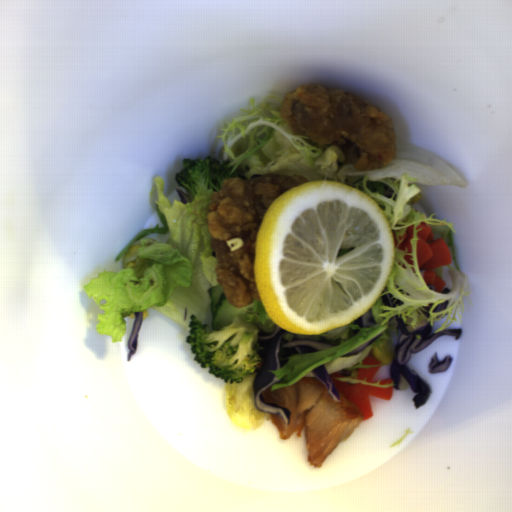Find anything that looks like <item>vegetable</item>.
<instances>
[{
	"mask_svg": "<svg viewBox=\"0 0 512 512\" xmlns=\"http://www.w3.org/2000/svg\"><path fill=\"white\" fill-rule=\"evenodd\" d=\"M261 362L253 373L244 377L241 383L224 385L226 416L232 424L245 431H254L265 421H271V413L256 409L253 382L261 368Z\"/></svg>",
	"mask_w": 512,
	"mask_h": 512,
	"instance_id": "f7b5029e",
	"label": "vegetable"
},
{
	"mask_svg": "<svg viewBox=\"0 0 512 512\" xmlns=\"http://www.w3.org/2000/svg\"><path fill=\"white\" fill-rule=\"evenodd\" d=\"M155 210L159 223L143 229L120 251V271L102 270L84 285L86 295L103 313L97 314L96 331L121 343L126 318L153 309L189 330L190 315L213 323L209 289L220 285L218 260L208 230L211 193L199 188L191 202L164 194L165 181L154 177Z\"/></svg>",
	"mask_w": 512,
	"mask_h": 512,
	"instance_id": "ea0f7189",
	"label": "vegetable"
},
{
	"mask_svg": "<svg viewBox=\"0 0 512 512\" xmlns=\"http://www.w3.org/2000/svg\"><path fill=\"white\" fill-rule=\"evenodd\" d=\"M253 310L246 316L245 322L254 324L259 333H272L276 330L278 323L271 319L262 303V301L254 300Z\"/></svg>",
	"mask_w": 512,
	"mask_h": 512,
	"instance_id": "96ceb2fe",
	"label": "vegetable"
},
{
	"mask_svg": "<svg viewBox=\"0 0 512 512\" xmlns=\"http://www.w3.org/2000/svg\"><path fill=\"white\" fill-rule=\"evenodd\" d=\"M408 386H409V384H408L407 380L405 379V377L403 375L400 376V384H399L398 391H404V390L408 389Z\"/></svg>",
	"mask_w": 512,
	"mask_h": 512,
	"instance_id": "f1789d4c",
	"label": "vegetable"
},
{
	"mask_svg": "<svg viewBox=\"0 0 512 512\" xmlns=\"http://www.w3.org/2000/svg\"><path fill=\"white\" fill-rule=\"evenodd\" d=\"M255 97L250 99L251 109L239 108L247 115L225 122L226 128L221 136L223 143L222 161L230 160L229 166L236 173L237 179L252 178L263 175L304 176L306 180L336 181L362 191L377 203L389 226L395 232L397 244H401L405 231L413 225V237L410 239L411 252L393 246V268L387 284L376 301L369 308L375 324L360 327L354 320L333 330L317 334L284 335L287 341H315L335 346L317 353H298L291 355L286 363L276 370H268L280 382L270 387L271 391L295 384L302 378H315L311 372L319 365H324L328 374L340 370H351L348 377L335 378L349 384H364L374 387H393V381L381 385L384 378L390 376V362L381 365H362L368 355L373 356L375 346L382 352L380 345L387 342L392 355L395 352L401 331H397L396 322L389 320L399 316L408 324L407 330L413 331L416 324L426 320L432 327L431 333L446 330L451 324H462L464 304L462 298L466 292L468 276L461 271L455 251L453 223L436 220L432 213L413 209V199L421 193L418 185L443 186L455 185L467 187V182L449 165L433 153L408 141H395L393 158L383 167L373 170H354L345 154L337 147L320 145L311 140L307 134H295L289 130L281 116L284 101L274 96L266 97L260 105L255 104ZM433 228L435 240L444 238L452 257V263L436 269L439 278L445 280L451 293L440 294L431 291L423 279L425 270H418L416 227L421 222ZM412 255L413 264H408L403 256ZM444 287V288H445ZM391 293L395 299L402 301V306L382 305L381 297ZM449 300L447 308L433 313L435 306ZM378 333L383 335L358 355L341 357L365 343ZM377 359V358H376ZM378 360V359H377ZM381 366L375 380L367 383L366 379L357 380L359 368ZM392 379V378H391ZM318 380V379H317Z\"/></svg>",
	"mask_w": 512,
	"mask_h": 512,
	"instance_id": "add77e79",
	"label": "vegetable"
}]
</instances>
